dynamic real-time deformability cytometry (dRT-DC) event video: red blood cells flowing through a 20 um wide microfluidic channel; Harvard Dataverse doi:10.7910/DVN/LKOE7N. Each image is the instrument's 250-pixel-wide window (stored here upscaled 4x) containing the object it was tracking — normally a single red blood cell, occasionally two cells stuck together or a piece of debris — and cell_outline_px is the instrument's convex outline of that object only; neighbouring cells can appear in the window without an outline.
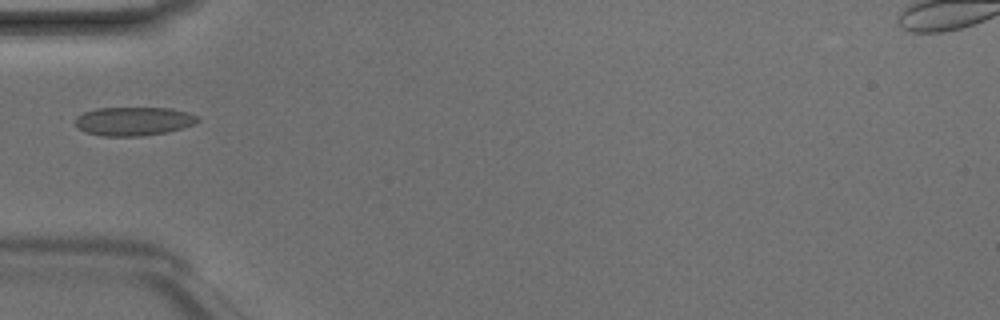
{"species": "Egyptian fruit bat (a non-hibernating species)", "species_latin": "Rousettus aegyptiacus", "temperature_condition": "room temperature", "stored_images_in_passage": 2, "camera_frame_rate_fps": 3000, "um_per_image_px": 0.085, "animal": {"sex": "male"}, "frame": {"image": 1, "passage_image": 1, "time_ms": 0.0, "image_size_px": [1000, 320], "cell_outline_px": [[200, 120], [192, 124], [168, 132], [140, 136], [100, 136], [84, 132], [76, 128], [72, 124], [76, 116], [84, 112], [96, 108], [172, 108], [188, 112], [196, 116]], "centroid_in_image_um": [11.26, 10.31], "position_along_channel_um": 73.7, "area_um2": 20.69}}